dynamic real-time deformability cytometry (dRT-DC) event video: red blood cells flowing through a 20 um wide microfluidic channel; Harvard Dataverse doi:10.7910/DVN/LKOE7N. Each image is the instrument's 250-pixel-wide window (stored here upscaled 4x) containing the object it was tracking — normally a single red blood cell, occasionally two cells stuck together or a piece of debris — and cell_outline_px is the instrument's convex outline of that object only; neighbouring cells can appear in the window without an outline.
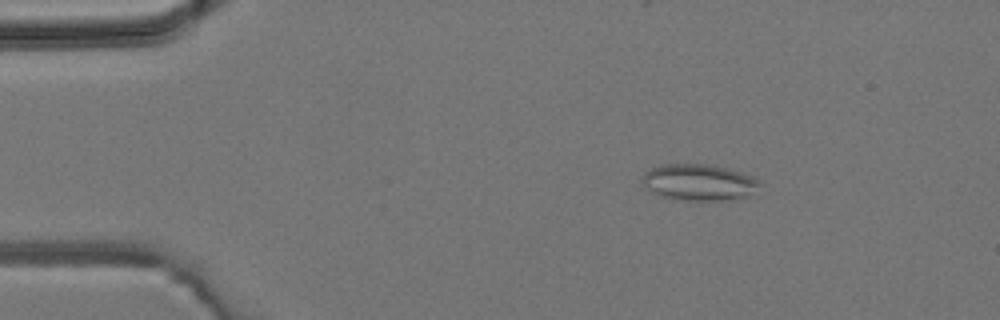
{"species": "common noctule bat (a hibernating species)", "species_latin": "Nyctalus noctula", "temperature_condition": "room temperature", "stored_images_in_passage": 46, "camera_frame_rate_fps": 3000, "um_per_image_px": 0.085, "animal": {"sex": "male", "body_mass_g": 19.2, "forearm_length_mm": 51.8}, "frame": {"image": 1, "passage_image": 7, "time_ms": 2.0, "image_size_px": [1000, 320], "cell_outline_px": [[764, 184], [748, 196], [728, 200], [684, 200], [660, 196], [648, 188], [640, 180], [644, 172], [652, 168], [664, 164], [704, 164], [724, 168], [740, 172], [752, 176], [760, 180]], "centroid_in_image_um": [59.44, 15.5], "position_along_channel_um": 25.6, "area_um2": 24.8}}
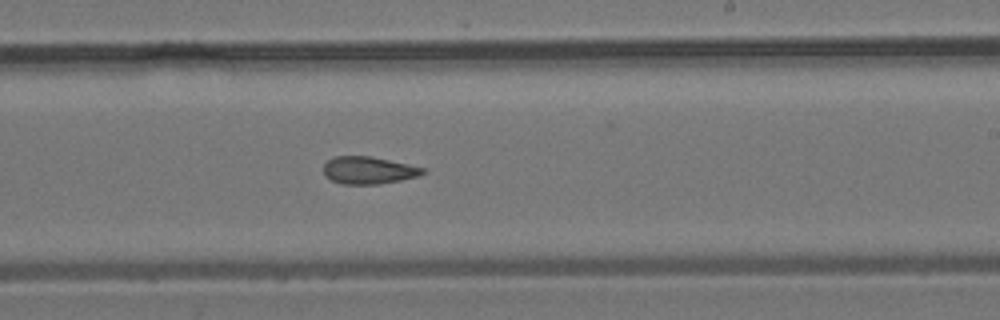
{"frame": {"image": 2, "passage_image": 27, "time_ms": 8.667, "image_size_px": [1000, 320], "cell_outline_px": [[428, 172], [416, 176], [400, 180], [380, 184], [344, 184], [332, 180], [324, 176], [324, 164], [332, 156], [368, 156], [408, 164], [424, 168]], "centroid_in_image_um": [31.3, 14.47], "position_along_channel_um": 257.7, "area_um2": 15.72}}
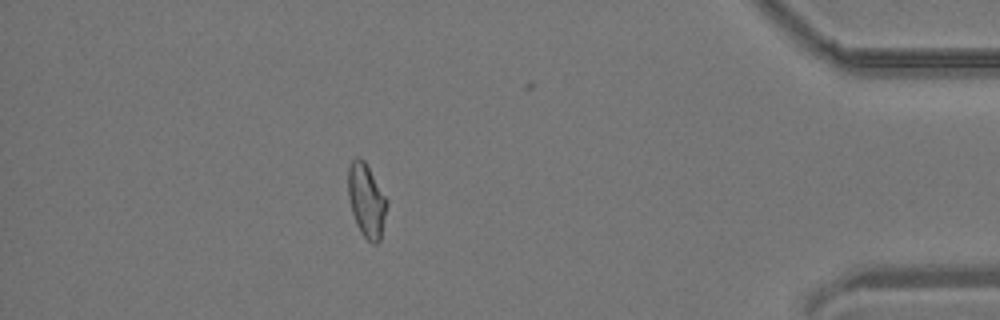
{"frame": {"image": 3, "passage_image": 40, "time_ms": 13.0, "image_size_px": [1000, 320], "cell_outline_px": [[388, 204], [380, 240], [376, 244], [372, 244], [360, 232], [356, 224], [352, 212], [348, 196], [348, 168], [352, 160], [356, 156], [364, 160], [388, 200]], "centroid_in_image_um": [31.15, 17.05], "position_along_channel_um": 404.0, "area_um2": 16.65}}